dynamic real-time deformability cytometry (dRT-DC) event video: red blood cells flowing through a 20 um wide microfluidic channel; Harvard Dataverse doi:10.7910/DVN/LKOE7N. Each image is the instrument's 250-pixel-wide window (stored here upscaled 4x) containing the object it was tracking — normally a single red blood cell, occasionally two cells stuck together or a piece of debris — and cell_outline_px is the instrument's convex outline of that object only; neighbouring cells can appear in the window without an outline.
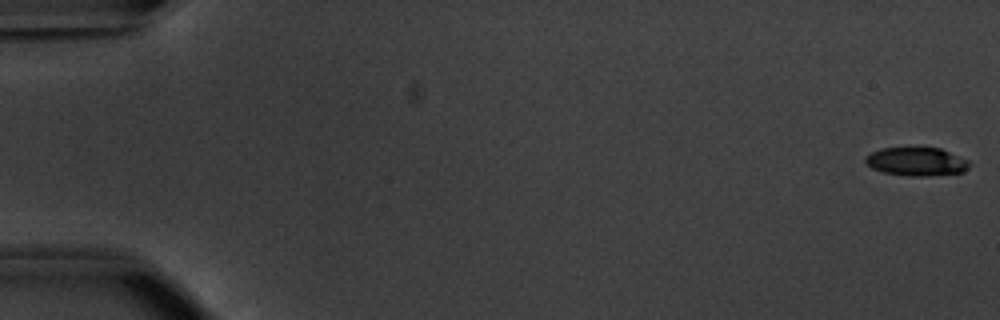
{"species": "common noctule bat (a hibernating species)", "species_latin": "Nyctalus noctula", "temperature_condition": "warm", "stored_images_in_passage": 11, "camera_frame_rate_fps": 3000, "um_per_image_px": 0.085, "animal": {"sex": "male", "body_mass_g": 20.1, "forearm_length_mm": 53.5}, "frame": {"image": 1, "passage_image": 1, "time_ms": 0.0, "image_size_px": [1000, 320], "cell_outline_px": [[972, 164], [964, 172], [928, 176], [908, 176], [884, 172], [872, 168], [864, 160], [864, 156], [880, 148], [940, 148], [968, 160]], "centroid_in_image_um": [77.91, 13.74], "position_along_channel_um": 7.1, "area_um2": 17.22}}